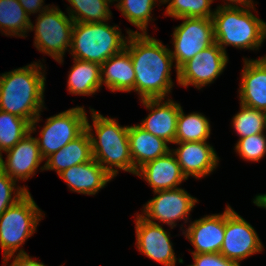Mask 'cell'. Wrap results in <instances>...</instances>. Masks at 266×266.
I'll return each mask as SVG.
<instances>
[{"mask_svg":"<svg viewBox=\"0 0 266 266\" xmlns=\"http://www.w3.org/2000/svg\"><path fill=\"white\" fill-rule=\"evenodd\" d=\"M158 0H116L115 6L122 15L139 31L147 33L148 22L154 20L151 16L155 4Z\"/></svg>","mask_w":266,"mask_h":266,"instance_id":"cell-29","label":"cell"},{"mask_svg":"<svg viewBox=\"0 0 266 266\" xmlns=\"http://www.w3.org/2000/svg\"><path fill=\"white\" fill-rule=\"evenodd\" d=\"M84 107L76 106L47 118L45 126L36 137L42 158L45 160L78 137L86 124Z\"/></svg>","mask_w":266,"mask_h":266,"instance_id":"cell-8","label":"cell"},{"mask_svg":"<svg viewBox=\"0 0 266 266\" xmlns=\"http://www.w3.org/2000/svg\"><path fill=\"white\" fill-rule=\"evenodd\" d=\"M121 34L118 25L74 22L71 55L75 59L101 65L125 48L128 37Z\"/></svg>","mask_w":266,"mask_h":266,"instance_id":"cell-5","label":"cell"},{"mask_svg":"<svg viewBox=\"0 0 266 266\" xmlns=\"http://www.w3.org/2000/svg\"><path fill=\"white\" fill-rule=\"evenodd\" d=\"M157 196L150 199L143 209L141 216L149 222L159 220L170 225L173 229L177 220L188 221L189 213L198 200L182 188L167 189L154 192Z\"/></svg>","mask_w":266,"mask_h":266,"instance_id":"cell-11","label":"cell"},{"mask_svg":"<svg viewBox=\"0 0 266 266\" xmlns=\"http://www.w3.org/2000/svg\"><path fill=\"white\" fill-rule=\"evenodd\" d=\"M71 6L67 8L68 15L74 22L102 23L111 19L109 9L112 0H67ZM71 8V9H70Z\"/></svg>","mask_w":266,"mask_h":266,"instance_id":"cell-27","label":"cell"},{"mask_svg":"<svg viewBox=\"0 0 266 266\" xmlns=\"http://www.w3.org/2000/svg\"><path fill=\"white\" fill-rule=\"evenodd\" d=\"M68 185L70 191L95 195L113 177L95 160L74 165L58 174Z\"/></svg>","mask_w":266,"mask_h":266,"instance_id":"cell-20","label":"cell"},{"mask_svg":"<svg viewBox=\"0 0 266 266\" xmlns=\"http://www.w3.org/2000/svg\"><path fill=\"white\" fill-rule=\"evenodd\" d=\"M239 89L240 104L266 111V56L245 59Z\"/></svg>","mask_w":266,"mask_h":266,"instance_id":"cell-18","label":"cell"},{"mask_svg":"<svg viewBox=\"0 0 266 266\" xmlns=\"http://www.w3.org/2000/svg\"><path fill=\"white\" fill-rule=\"evenodd\" d=\"M20 5L23 7V9L25 10V12L28 14V16L31 13H41L44 12L45 10H47L50 6L44 5V0H18ZM43 3V4H42Z\"/></svg>","mask_w":266,"mask_h":266,"instance_id":"cell-35","label":"cell"},{"mask_svg":"<svg viewBox=\"0 0 266 266\" xmlns=\"http://www.w3.org/2000/svg\"><path fill=\"white\" fill-rule=\"evenodd\" d=\"M226 1L227 4L222 5V7H245V8H252L254 10L253 0H226ZM228 1L230 4L228 3Z\"/></svg>","mask_w":266,"mask_h":266,"instance_id":"cell-37","label":"cell"},{"mask_svg":"<svg viewBox=\"0 0 266 266\" xmlns=\"http://www.w3.org/2000/svg\"><path fill=\"white\" fill-rule=\"evenodd\" d=\"M183 22L174 28V51H170L178 70L196 54L215 43L212 18H178Z\"/></svg>","mask_w":266,"mask_h":266,"instance_id":"cell-9","label":"cell"},{"mask_svg":"<svg viewBox=\"0 0 266 266\" xmlns=\"http://www.w3.org/2000/svg\"><path fill=\"white\" fill-rule=\"evenodd\" d=\"M93 159L91 141L86 129L65 147L49 156L41 170H55L57 174Z\"/></svg>","mask_w":266,"mask_h":266,"instance_id":"cell-23","label":"cell"},{"mask_svg":"<svg viewBox=\"0 0 266 266\" xmlns=\"http://www.w3.org/2000/svg\"><path fill=\"white\" fill-rule=\"evenodd\" d=\"M245 7L217 6L212 16L214 38L225 52L226 46L257 50L266 39V22Z\"/></svg>","mask_w":266,"mask_h":266,"instance_id":"cell-4","label":"cell"},{"mask_svg":"<svg viewBox=\"0 0 266 266\" xmlns=\"http://www.w3.org/2000/svg\"><path fill=\"white\" fill-rule=\"evenodd\" d=\"M90 111L93 125L86 118L85 129L90 137L93 159L113 178L119 173L118 169L135 175L128 140L129 126H120L116 119L104 117L94 109L90 108Z\"/></svg>","mask_w":266,"mask_h":266,"instance_id":"cell-3","label":"cell"},{"mask_svg":"<svg viewBox=\"0 0 266 266\" xmlns=\"http://www.w3.org/2000/svg\"><path fill=\"white\" fill-rule=\"evenodd\" d=\"M183 234L195 248L191 254L220 253L225 238V211L193 221Z\"/></svg>","mask_w":266,"mask_h":266,"instance_id":"cell-17","label":"cell"},{"mask_svg":"<svg viewBox=\"0 0 266 266\" xmlns=\"http://www.w3.org/2000/svg\"><path fill=\"white\" fill-rule=\"evenodd\" d=\"M74 65L68 75V88L71 94L92 95L102 86L100 64L73 59Z\"/></svg>","mask_w":266,"mask_h":266,"instance_id":"cell-24","label":"cell"},{"mask_svg":"<svg viewBox=\"0 0 266 266\" xmlns=\"http://www.w3.org/2000/svg\"><path fill=\"white\" fill-rule=\"evenodd\" d=\"M163 101V98L141 100V103L151 112L138 125L167 143L173 144L175 143L180 104L172 99Z\"/></svg>","mask_w":266,"mask_h":266,"instance_id":"cell-16","label":"cell"},{"mask_svg":"<svg viewBox=\"0 0 266 266\" xmlns=\"http://www.w3.org/2000/svg\"><path fill=\"white\" fill-rule=\"evenodd\" d=\"M253 203L261 208H265L266 209V194H258L257 196H255V199H253Z\"/></svg>","mask_w":266,"mask_h":266,"instance_id":"cell-38","label":"cell"},{"mask_svg":"<svg viewBox=\"0 0 266 266\" xmlns=\"http://www.w3.org/2000/svg\"><path fill=\"white\" fill-rule=\"evenodd\" d=\"M43 218L30 192L0 215V247L3 250V265H7L15 252L27 254L20 246L35 232Z\"/></svg>","mask_w":266,"mask_h":266,"instance_id":"cell-6","label":"cell"},{"mask_svg":"<svg viewBox=\"0 0 266 266\" xmlns=\"http://www.w3.org/2000/svg\"><path fill=\"white\" fill-rule=\"evenodd\" d=\"M136 176L143 178L153 192L178 188L179 184L187 180L171 151L144 164L137 170Z\"/></svg>","mask_w":266,"mask_h":266,"instance_id":"cell-19","label":"cell"},{"mask_svg":"<svg viewBox=\"0 0 266 266\" xmlns=\"http://www.w3.org/2000/svg\"><path fill=\"white\" fill-rule=\"evenodd\" d=\"M210 133L211 126L209 119L201 113L195 112L185 115L180 106L175 143L207 141L210 137Z\"/></svg>","mask_w":266,"mask_h":266,"instance_id":"cell-25","label":"cell"},{"mask_svg":"<svg viewBox=\"0 0 266 266\" xmlns=\"http://www.w3.org/2000/svg\"><path fill=\"white\" fill-rule=\"evenodd\" d=\"M241 110L235 114L232 126L240 138L264 133L266 130V111L240 104Z\"/></svg>","mask_w":266,"mask_h":266,"instance_id":"cell-31","label":"cell"},{"mask_svg":"<svg viewBox=\"0 0 266 266\" xmlns=\"http://www.w3.org/2000/svg\"><path fill=\"white\" fill-rule=\"evenodd\" d=\"M128 140L132 162L135 167V175L137 170L144 164L171 151L166 141L147 132L138 124L129 126Z\"/></svg>","mask_w":266,"mask_h":266,"instance_id":"cell-21","label":"cell"},{"mask_svg":"<svg viewBox=\"0 0 266 266\" xmlns=\"http://www.w3.org/2000/svg\"><path fill=\"white\" fill-rule=\"evenodd\" d=\"M31 20L18 0H0V31L5 35L24 37Z\"/></svg>","mask_w":266,"mask_h":266,"instance_id":"cell-26","label":"cell"},{"mask_svg":"<svg viewBox=\"0 0 266 266\" xmlns=\"http://www.w3.org/2000/svg\"><path fill=\"white\" fill-rule=\"evenodd\" d=\"M16 182L0 168V215L29 192L26 186L16 187Z\"/></svg>","mask_w":266,"mask_h":266,"instance_id":"cell-33","label":"cell"},{"mask_svg":"<svg viewBox=\"0 0 266 266\" xmlns=\"http://www.w3.org/2000/svg\"><path fill=\"white\" fill-rule=\"evenodd\" d=\"M228 56L215 42L196 54L178 70L179 85L197 89L214 82L228 63Z\"/></svg>","mask_w":266,"mask_h":266,"instance_id":"cell-12","label":"cell"},{"mask_svg":"<svg viewBox=\"0 0 266 266\" xmlns=\"http://www.w3.org/2000/svg\"><path fill=\"white\" fill-rule=\"evenodd\" d=\"M177 149L171 152L175 155L183 175L188 179L193 176L196 179L206 177L217 167L219 157L213 146L207 141L202 142H178Z\"/></svg>","mask_w":266,"mask_h":266,"instance_id":"cell-15","label":"cell"},{"mask_svg":"<svg viewBox=\"0 0 266 266\" xmlns=\"http://www.w3.org/2000/svg\"><path fill=\"white\" fill-rule=\"evenodd\" d=\"M194 264L188 266H241L234 260L227 259L220 253L192 254Z\"/></svg>","mask_w":266,"mask_h":266,"instance_id":"cell-34","label":"cell"},{"mask_svg":"<svg viewBox=\"0 0 266 266\" xmlns=\"http://www.w3.org/2000/svg\"><path fill=\"white\" fill-rule=\"evenodd\" d=\"M43 65L34 62L0 75V110L31 123L36 131L44 107L45 74Z\"/></svg>","mask_w":266,"mask_h":266,"instance_id":"cell-2","label":"cell"},{"mask_svg":"<svg viewBox=\"0 0 266 266\" xmlns=\"http://www.w3.org/2000/svg\"><path fill=\"white\" fill-rule=\"evenodd\" d=\"M136 247L148 258L157 261L164 266H175V256L169 232L154 222H149L140 214L136 215Z\"/></svg>","mask_w":266,"mask_h":266,"instance_id":"cell-13","label":"cell"},{"mask_svg":"<svg viewBox=\"0 0 266 266\" xmlns=\"http://www.w3.org/2000/svg\"><path fill=\"white\" fill-rule=\"evenodd\" d=\"M235 150L241 158L247 161L259 162L266 154L265 132L239 138Z\"/></svg>","mask_w":266,"mask_h":266,"instance_id":"cell-32","label":"cell"},{"mask_svg":"<svg viewBox=\"0 0 266 266\" xmlns=\"http://www.w3.org/2000/svg\"><path fill=\"white\" fill-rule=\"evenodd\" d=\"M9 266H46L44 263L33 259L28 254H17ZM63 266V265H62Z\"/></svg>","mask_w":266,"mask_h":266,"instance_id":"cell-36","label":"cell"},{"mask_svg":"<svg viewBox=\"0 0 266 266\" xmlns=\"http://www.w3.org/2000/svg\"><path fill=\"white\" fill-rule=\"evenodd\" d=\"M101 83L111 90L135 91V72L129 51L124 48L121 52L108 58L100 65Z\"/></svg>","mask_w":266,"mask_h":266,"instance_id":"cell-22","label":"cell"},{"mask_svg":"<svg viewBox=\"0 0 266 266\" xmlns=\"http://www.w3.org/2000/svg\"><path fill=\"white\" fill-rule=\"evenodd\" d=\"M214 0H159L168 3L166 14L178 18H212L215 11L210 9Z\"/></svg>","mask_w":266,"mask_h":266,"instance_id":"cell-30","label":"cell"},{"mask_svg":"<svg viewBox=\"0 0 266 266\" xmlns=\"http://www.w3.org/2000/svg\"><path fill=\"white\" fill-rule=\"evenodd\" d=\"M30 127L28 120L0 110V156L25 137Z\"/></svg>","mask_w":266,"mask_h":266,"instance_id":"cell-28","label":"cell"},{"mask_svg":"<svg viewBox=\"0 0 266 266\" xmlns=\"http://www.w3.org/2000/svg\"><path fill=\"white\" fill-rule=\"evenodd\" d=\"M29 132L14 147L6 151V161L0 156V168L13 180H27L44 161L35 137Z\"/></svg>","mask_w":266,"mask_h":266,"instance_id":"cell-14","label":"cell"},{"mask_svg":"<svg viewBox=\"0 0 266 266\" xmlns=\"http://www.w3.org/2000/svg\"><path fill=\"white\" fill-rule=\"evenodd\" d=\"M125 48L129 51L135 72V91L143 99H157L168 96L173 87L171 69L173 58L170 49L161 41L127 29Z\"/></svg>","mask_w":266,"mask_h":266,"instance_id":"cell-1","label":"cell"},{"mask_svg":"<svg viewBox=\"0 0 266 266\" xmlns=\"http://www.w3.org/2000/svg\"><path fill=\"white\" fill-rule=\"evenodd\" d=\"M263 248L252 225L227 205L225 209V238L220 254L240 264L239 262L243 259L262 252Z\"/></svg>","mask_w":266,"mask_h":266,"instance_id":"cell-10","label":"cell"},{"mask_svg":"<svg viewBox=\"0 0 266 266\" xmlns=\"http://www.w3.org/2000/svg\"><path fill=\"white\" fill-rule=\"evenodd\" d=\"M73 27V19L53 6L38 14L35 25L31 22L29 30L35 31L36 49L62 63L65 51L71 48Z\"/></svg>","mask_w":266,"mask_h":266,"instance_id":"cell-7","label":"cell"}]
</instances>
